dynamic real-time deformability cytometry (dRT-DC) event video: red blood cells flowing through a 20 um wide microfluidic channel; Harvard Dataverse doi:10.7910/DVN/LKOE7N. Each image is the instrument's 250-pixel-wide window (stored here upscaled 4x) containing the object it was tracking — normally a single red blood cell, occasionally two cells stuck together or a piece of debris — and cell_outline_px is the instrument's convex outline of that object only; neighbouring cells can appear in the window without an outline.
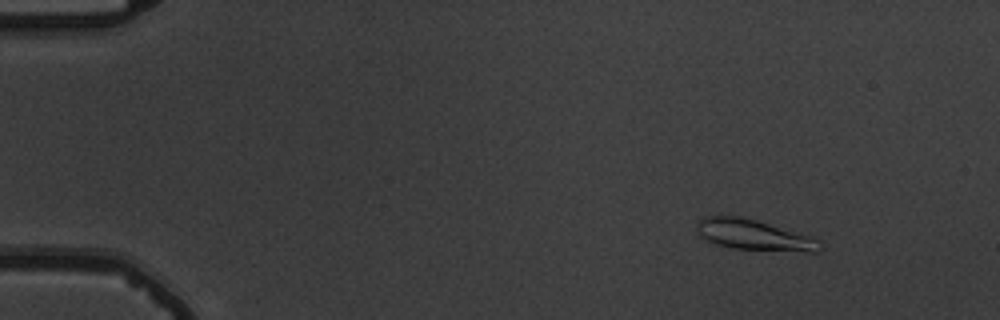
{"species": "common noctule bat (a hibernating species)", "species_latin": "Nyctalus noctula", "temperature_condition": "warm", "stored_images_in_passage": 50, "camera_frame_rate_fps": 3000, "um_per_image_px": 0.085, "animal": {"sex": "male", "body_mass_g": 19.5, "forearm_length_mm": 54.6}, "frame": {"image": 1, "passage_image": 1, "time_ms": 0.0, "image_size_px": [1000, 320], "cell_outline_px": [[824, 248], [820, 252], [808, 252], [732, 248], [716, 244], [700, 236], [696, 232], [696, 224], [704, 216], [736, 216], [756, 220], [812, 236], [820, 240]], "centroid_in_image_um": [64.14, 19.98], "position_along_channel_um": 20.9, "area_um2": 22.08}}
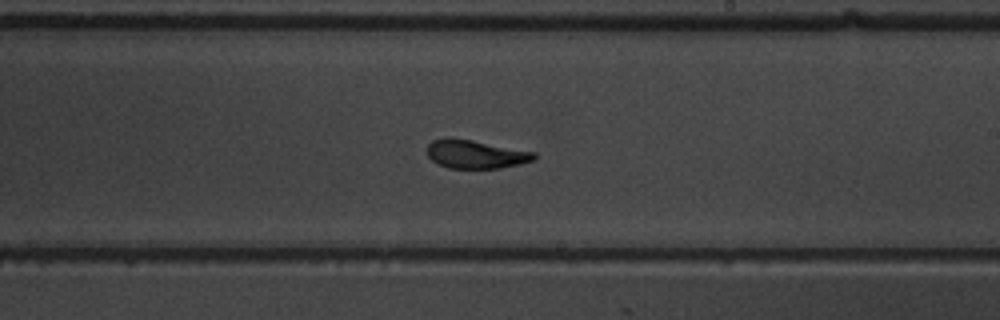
{"frame": {"image": 2, "passage_image": 28, "time_ms": 9.0, "image_size_px": [1000, 320], "cell_outline_px": [[536, 160], [520, 164], [500, 168], [448, 168], [432, 160], [428, 156], [428, 144], [432, 140], [448, 136], [472, 140], [536, 152]], "centroid_in_image_um": [40.44, 13.09], "position_along_channel_um": 248.6, "area_um2": 17.86}}
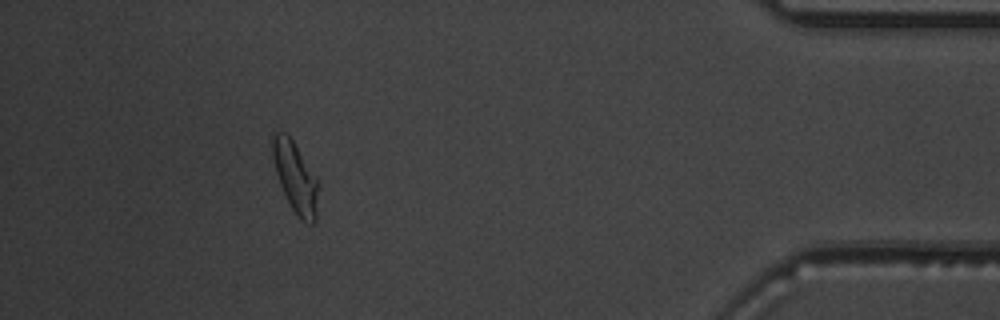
{"frame": {"image": 3, "passage_image": 45, "time_ms": 14.667, "image_size_px": [1000, 320], "cell_outline_px": [[316, 220], [312, 224], [304, 224], [300, 220], [292, 208], [280, 184], [276, 172], [272, 156], [272, 136], [276, 132], [284, 132], [292, 140], [316, 176]], "centroid_in_image_um": [25.08, 15.08], "position_along_channel_um": 410.1, "area_um2": 18.26}, "authors_computed_cell_mechanics": {"area_um2": 18.4093, "velocity_mm_per_s": 3.7005, "shape_relaxation_time_tau1_ms": 4.0961, "shape_relaxation_time_tau2_ms": 1.3634, "deformation_change_tau1": 0.1573, "deformation_change_tau2": 0.0912}}